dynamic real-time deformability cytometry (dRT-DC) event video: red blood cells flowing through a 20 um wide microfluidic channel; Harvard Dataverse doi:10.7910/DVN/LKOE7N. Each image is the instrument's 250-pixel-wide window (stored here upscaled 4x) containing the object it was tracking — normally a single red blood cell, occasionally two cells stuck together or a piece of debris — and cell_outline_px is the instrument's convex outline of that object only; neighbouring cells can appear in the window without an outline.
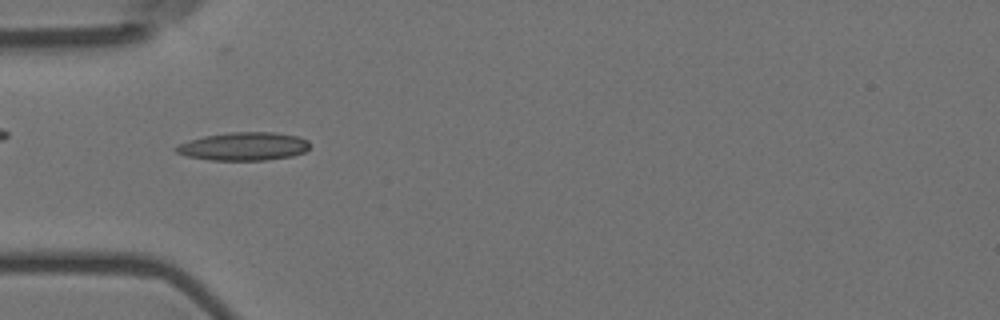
{"species": "Egyptian fruit bat (a non-hibernating species)", "species_latin": "Rousettus aegyptiacus", "temperature_condition": "room temperature", "stored_images_in_passage": 55, "camera_frame_rate_fps": 3000, "um_per_image_px": 0.085, "animal": {"sex": "female"}, "frame": {"image": 1, "passage_image": 17, "time_ms": 5.333, "image_size_px": [1000, 320], "cell_outline_px": [[308, 148], [304, 152], [292, 156], [264, 160], [212, 160], [184, 156], [176, 152], [172, 148], [176, 144], [188, 140], [204, 136], [228, 132], [276, 132], [296, 136], [308, 140]], "centroid_in_image_um": [20.64, 12.44], "position_along_channel_um": 64.4, "area_um2": 22.14}}
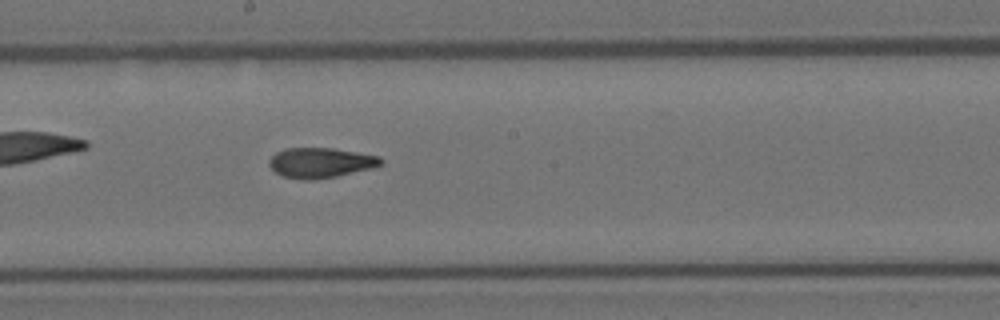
{"frame": {"image": 2, "passage_image": 30, "time_ms": 9.667, "image_size_px": [1000, 320], "cell_outline_px": [[384, 164], [372, 168], [336, 176], [316, 180], [304, 180], [284, 176], [276, 172], [268, 164], [268, 160], [276, 152], [284, 148], [332, 148], [380, 156], [384, 160]], "centroid_in_image_um": [27.26, 13.83], "position_along_channel_um": 220.9, "area_um2": 19.65}}
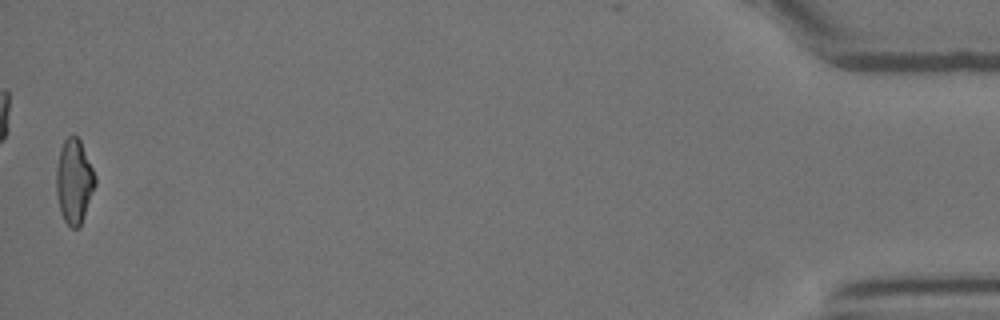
{"frame": {"image": 3, "passage_image": 55, "time_ms": 18.0, "image_size_px": [1000, 320], "cell_outline_px": [[96, 184], [80, 228], [72, 228], [64, 220], [60, 212], [56, 196], [56, 168], [60, 148], [64, 140], [68, 136], [76, 136], [80, 140], [96, 176]], "centroid_in_image_um": [6.29, 15.44], "position_along_channel_um": 428.9, "area_um2": 19.25}, "authors_computed_cell_mechanics": {"area_um2": 19.363, "velocity_mm_per_s": 3.6178, "shape_relaxation_time_tau1_ms": 9.6371, "shape_relaxation_time_tau2_ms": 3.4689, "deformation_change_tau1": 0.2558, "deformation_change_tau2": 0.1144}}